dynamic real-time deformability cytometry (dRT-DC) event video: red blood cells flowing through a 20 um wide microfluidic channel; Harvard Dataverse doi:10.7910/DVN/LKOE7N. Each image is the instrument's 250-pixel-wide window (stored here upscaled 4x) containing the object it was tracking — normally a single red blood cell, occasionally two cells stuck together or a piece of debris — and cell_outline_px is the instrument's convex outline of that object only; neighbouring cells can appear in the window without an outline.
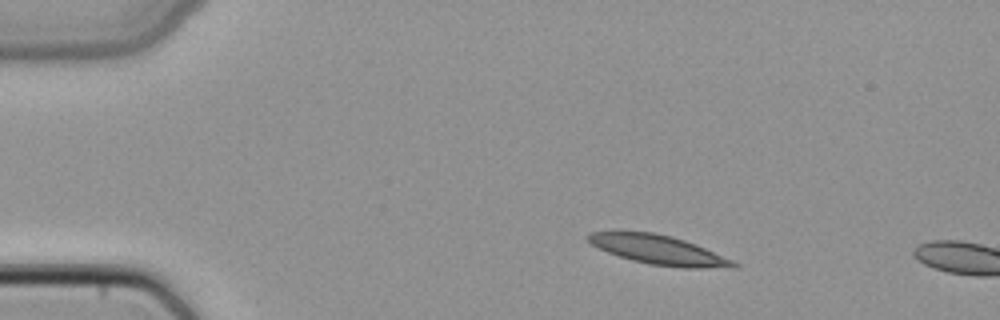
{"species": "common noctule bat (a hibernating species)", "species_latin": "Nyctalus noctula", "temperature_condition": "cold", "stored_images_in_passage": 3, "camera_frame_rate_fps": 3000, "um_per_image_px": 0.085, "animal": {"sex": "female", "body_mass_g": 22.7, "forearm_length_mm": 54.2}, "frame": {"image": 1, "passage_image": 2, "time_ms": 0.333, "image_size_px": [1000, 320], "cell_outline_px": [[740, 268], [684, 268], [648, 264], [632, 260], [608, 252], [592, 244], [584, 236], [588, 232], [616, 228], [620, 228], [652, 232], [672, 236], [696, 244], [732, 260], [740, 264]], "centroid_in_image_um": [55.9, 21.19], "position_along_channel_um": 29.1, "area_um2": 25.66}}